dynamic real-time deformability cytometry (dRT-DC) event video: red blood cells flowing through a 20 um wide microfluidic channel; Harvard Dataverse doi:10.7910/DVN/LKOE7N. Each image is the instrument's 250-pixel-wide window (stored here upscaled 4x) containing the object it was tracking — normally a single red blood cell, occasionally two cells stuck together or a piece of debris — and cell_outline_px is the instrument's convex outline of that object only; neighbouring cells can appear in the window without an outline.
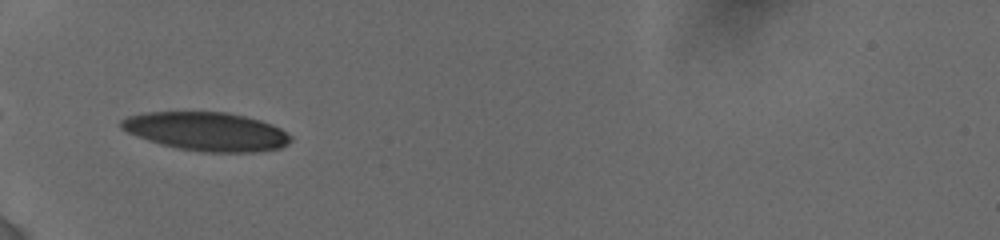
{"species": "human", "species_latin": "Homo sapiens", "temperature_condition": "cold", "stored_images_in_passage": 36, "camera_frame_rate_fps": 3000, "um_per_image_px": 0.085, "donor": {"sex": "female"}, "frame": {"image": 1, "passage_image": 1, "time_ms": 0.0, "image_size_px": [1000, 240], "cell_outline_px": [[292, 140], [288, 144], [280, 148], [252, 152], [200, 152], [176, 148], [160, 144], [136, 136], [120, 128], [120, 120], [128, 116], [144, 112], [228, 112], [260, 120], [272, 124], [280, 128], [292, 136]], "centroid_in_image_um": [17.55, 11.17], "position_along_channel_um": 67.4, "area_um2": 38.32}}
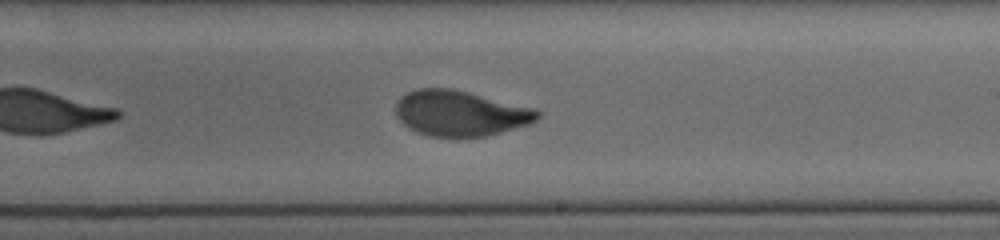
{"frame": {"image": 2, "passage_image": 17, "time_ms": 5.0, "image_size_px": [1000, 240], "cell_outline_px": [[540, 116], [536, 120], [528, 124], [500, 132], [484, 136], [428, 136], [416, 132], [408, 128], [396, 116], [396, 104], [400, 96], [416, 88], [452, 88], [536, 108], [540, 112]], "centroid_in_image_um": [39.11, 9.61], "position_along_channel_um": 249.9, "area_um2": 37.51}}
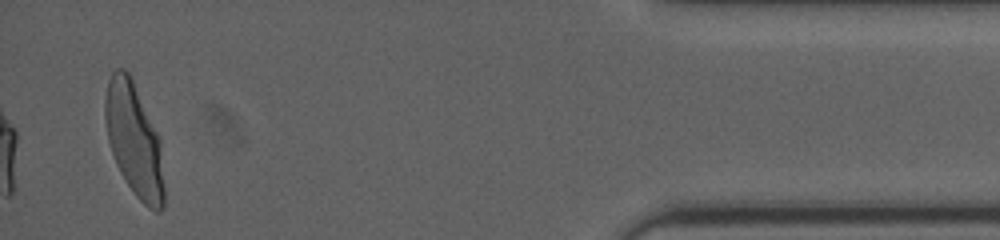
{"frame": {"image": 3, "passage_image": 36, "time_ms": 11.0, "image_size_px": [1000, 240], "cell_outline_px": [[164, 208], [160, 212], [156, 212], [148, 208], [136, 196], [124, 180], [116, 164], [108, 140], [104, 116], [104, 100], [108, 80], [112, 72], [116, 68], [124, 68], [128, 72], [132, 80], [160, 140], [164, 188]], "centroid_in_image_um": [11.38, 11.93], "position_along_channel_um": 423.8, "area_um2": 38.61}, "authors_computed_cell_mechanics": {"area_um2": 38.2347, "velocity_mm_per_s": 3.8184, "shape_relaxation_time_tau1_ms": 4.1247, "shape_relaxation_time_tau2_ms": null, "deformation_change_tau1": 0.1804, "deformation_change_tau2": null}}